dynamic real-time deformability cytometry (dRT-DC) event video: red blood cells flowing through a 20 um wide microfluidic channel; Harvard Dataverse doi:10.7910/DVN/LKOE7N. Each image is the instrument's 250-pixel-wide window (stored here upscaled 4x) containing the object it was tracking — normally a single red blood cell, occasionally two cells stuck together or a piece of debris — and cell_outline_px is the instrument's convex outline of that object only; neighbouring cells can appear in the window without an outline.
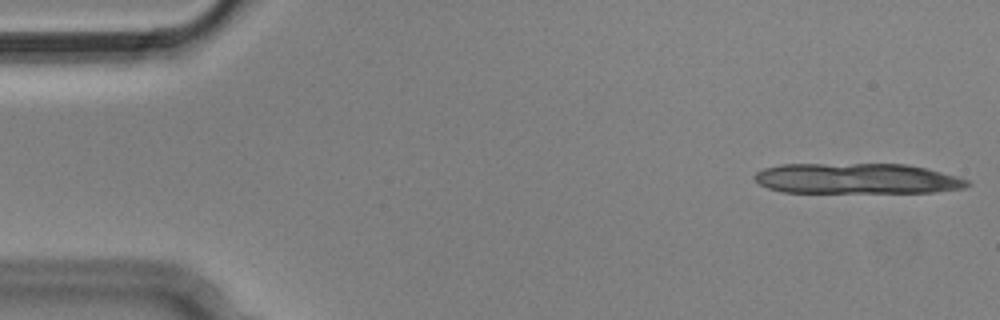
{"species": "Egyptian fruit bat (a non-hibernating species)", "species_latin": "Rousettus aegyptiacus", "temperature_condition": "cold", "stored_images_in_passage": 5, "camera_frame_rate_fps": 3000, "um_per_image_px": 0.085, "animal": {"sex": "male"}, "frame": {"image": 1, "passage_image": 1, "time_ms": 0.0, "image_size_px": [1000, 320], "cell_outline_px": [[972, 184], [964, 188], [932, 192], [784, 192], [768, 188], [760, 184], [752, 176], [756, 172], [764, 168], [780, 164], [908, 164], [956, 176], [968, 180]], "centroid_in_image_um": [72.81, 15.17], "position_along_channel_um": 12.2, "area_um2": 37.74}}